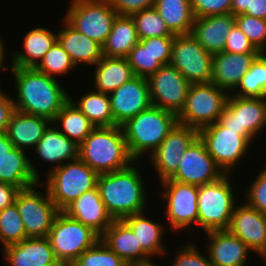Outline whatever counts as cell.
<instances>
[{"mask_svg":"<svg viewBox=\"0 0 266 266\" xmlns=\"http://www.w3.org/2000/svg\"><path fill=\"white\" fill-rule=\"evenodd\" d=\"M229 94L216 84H191L185 105L177 115L178 123L200 130L219 121Z\"/></svg>","mask_w":266,"mask_h":266,"instance_id":"obj_8","label":"cell"},{"mask_svg":"<svg viewBox=\"0 0 266 266\" xmlns=\"http://www.w3.org/2000/svg\"><path fill=\"white\" fill-rule=\"evenodd\" d=\"M20 190L14 185L0 182V211L15 203Z\"/></svg>","mask_w":266,"mask_h":266,"instance_id":"obj_51","label":"cell"},{"mask_svg":"<svg viewBox=\"0 0 266 266\" xmlns=\"http://www.w3.org/2000/svg\"><path fill=\"white\" fill-rule=\"evenodd\" d=\"M38 186L20 190L15 200L27 237H47L60 212L48 191L42 194L34 189Z\"/></svg>","mask_w":266,"mask_h":266,"instance_id":"obj_12","label":"cell"},{"mask_svg":"<svg viewBox=\"0 0 266 266\" xmlns=\"http://www.w3.org/2000/svg\"><path fill=\"white\" fill-rule=\"evenodd\" d=\"M49 170L46 191L60 211L86 191L97 187L99 174L80 158Z\"/></svg>","mask_w":266,"mask_h":266,"instance_id":"obj_5","label":"cell"},{"mask_svg":"<svg viewBox=\"0 0 266 266\" xmlns=\"http://www.w3.org/2000/svg\"><path fill=\"white\" fill-rule=\"evenodd\" d=\"M175 36L150 37L140 39L139 42L148 48L161 65H167L171 59V49Z\"/></svg>","mask_w":266,"mask_h":266,"instance_id":"obj_45","label":"cell"},{"mask_svg":"<svg viewBox=\"0 0 266 266\" xmlns=\"http://www.w3.org/2000/svg\"><path fill=\"white\" fill-rule=\"evenodd\" d=\"M225 52L230 53H260L253 44L249 41L247 36L235 24L227 35Z\"/></svg>","mask_w":266,"mask_h":266,"instance_id":"obj_48","label":"cell"},{"mask_svg":"<svg viewBox=\"0 0 266 266\" xmlns=\"http://www.w3.org/2000/svg\"><path fill=\"white\" fill-rule=\"evenodd\" d=\"M122 221L132 230L136 235L138 244L142 249L150 256L165 254V248L163 247V225L153 222L146 218L141 213L132 214L125 217Z\"/></svg>","mask_w":266,"mask_h":266,"instance_id":"obj_33","label":"cell"},{"mask_svg":"<svg viewBox=\"0 0 266 266\" xmlns=\"http://www.w3.org/2000/svg\"><path fill=\"white\" fill-rule=\"evenodd\" d=\"M169 64L178 69L190 84L211 82L213 55L192 34L175 35Z\"/></svg>","mask_w":266,"mask_h":266,"instance_id":"obj_11","label":"cell"},{"mask_svg":"<svg viewBox=\"0 0 266 266\" xmlns=\"http://www.w3.org/2000/svg\"><path fill=\"white\" fill-rule=\"evenodd\" d=\"M55 258L70 266L85 250L92 248L100 236L90 227L60 211L47 236Z\"/></svg>","mask_w":266,"mask_h":266,"instance_id":"obj_7","label":"cell"},{"mask_svg":"<svg viewBox=\"0 0 266 266\" xmlns=\"http://www.w3.org/2000/svg\"><path fill=\"white\" fill-rule=\"evenodd\" d=\"M118 15L131 16L141 10L153 8L156 0H109Z\"/></svg>","mask_w":266,"mask_h":266,"instance_id":"obj_49","label":"cell"},{"mask_svg":"<svg viewBox=\"0 0 266 266\" xmlns=\"http://www.w3.org/2000/svg\"><path fill=\"white\" fill-rule=\"evenodd\" d=\"M178 123L173 112L151 106L121 125L131 157L137 161L144 153H153Z\"/></svg>","mask_w":266,"mask_h":266,"instance_id":"obj_4","label":"cell"},{"mask_svg":"<svg viewBox=\"0 0 266 266\" xmlns=\"http://www.w3.org/2000/svg\"><path fill=\"white\" fill-rule=\"evenodd\" d=\"M139 42L135 23L131 16L118 15L112 30L102 45V54L107 57H124Z\"/></svg>","mask_w":266,"mask_h":266,"instance_id":"obj_32","label":"cell"},{"mask_svg":"<svg viewBox=\"0 0 266 266\" xmlns=\"http://www.w3.org/2000/svg\"><path fill=\"white\" fill-rule=\"evenodd\" d=\"M100 240L129 266L153 263L150 256L138 244L136 235L122 220H114L100 236Z\"/></svg>","mask_w":266,"mask_h":266,"instance_id":"obj_20","label":"cell"},{"mask_svg":"<svg viewBox=\"0 0 266 266\" xmlns=\"http://www.w3.org/2000/svg\"><path fill=\"white\" fill-rule=\"evenodd\" d=\"M70 266H129L101 240L85 250Z\"/></svg>","mask_w":266,"mask_h":266,"instance_id":"obj_41","label":"cell"},{"mask_svg":"<svg viewBox=\"0 0 266 266\" xmlns=\"http://www.w3.org/2000/svg\"><path fill=\"white\" fill-rule=\"evenodd\" d=\"M70 101L95 125V127H112L117 124L112 115L109 95L89 89L79 101Z\"/></svg>","mask_w":266,"mask_h":266,"instance_id":"obj_35","label":"cell"},{"mask_svg":"<svg viewBox=\"0 0 266 266\" xmlns=\"http://www.w3.org/2000/svg\"><path fill=\"white\" fill-rule=\"evenodd\" d=\"M144 266H156L154 263L149 264V265H144Z\"/></svg>","mask_w":266,"mask_h":266,"instance_id":"obj_57","label":"cell"},{"mask_svg":"<svg viewBox=\"0 0 266 266\" xmlns=\"http://www.w3.org/2000/svg\"><path fill=\"white\" fill-rule=\"evenodd\" d=\"M195 18L231 13L232 0H190Z\"/></svg>","mask_w":266,"mask_h":266,"instance_id":"obj_46","label":"cell"},{"mask_svg":"<svg viewBox=\"0 0 266 266\" xmlns=\"http://www.w3.org/2000/svg\"><path fill=\"white\" fill-rule=\"evenodd\" d=\"M246 193V203L266 216V167L259 172Z\"/></svg>","mask_w":266,"mask_h":266,"instance_id":"obj_44","label":"cell"},{"mask_svg":"<svg viewBox=\"0 0 266 266\" xmlns=\"http://www.w3.org/2000/svg\"><path fill=\"white\" fill-rule=\"evenodd\" d=\"M126 58L135 76L148 78L162 67L149 49L140 42L131 49Z\"/></svg>","mask_w":266,"mask_h":266,"instance_id":"obj_43","label":"cell"},{"mask_svg":"<svg viewBox=\"0 0 266 266\" xmlns=\"http://www.w3.org/2000/svg\"><path fill=\"white\" fill-rule=\"evenodd\" d=\"M235 96L263 98L266 97V53H260L252 62L250 69L241 78Z\"/></svg>","mask_w":266,"mask_h":266,"instance_id":"obj_37","label":"cell"},{"mask_svg":"<svg viewBox=\"0 0 266 266\" xmlns=\"http://www.w3.org/2000/svg\"><path fill=\"white\" fill-rule=\"evenodd\" d=\"M198 137V129L177 123L160 146L150 154L161 182L176 173L183 153Z\"/></svg>","mask_w":266,"mask_h":266,"instance_id":"obj_17","label":"cell"},{"mask_svg":"<svg viewBox=\"0 0 266 266\" xmlns=\"http://www.w3.org/2000/svg\"><path fill=\"white\" fill-rule=\"evenodd\" d=\"M152 106L178 115L183 109L190 83L171 64L162 65L147 78Z\"/></svg>","mask_w":266,"mask_h":266,"instance_id":"obj_14","label":"cell"},{"mask_svg":"<svg viewBox=\"0 0 266 266\" xmlns=\"http://www.w3.org/2000/svg\"><path fill=\"white\" fill-rule=\"evenodd\" d=\"M165 192L162 198L166 200L165 214L172 230L189 227L198 220V186L185 184L174 180L161 182Z\"/></svg>","mask_w":266,"mask_h":266,"instance_id":"obj_15","label":"cell"},{"mask_svg":"<svg viewBox=\"0 0 266 266\" xmlns=\"http://www.w3.org/2000/svg\"><path fill=\"white\" fill-rule=\"evenodd\" d=\"M38 172L26 152L15 148L6 132L0 133V182L24 190L39 184Z\"/></svg>","mask_w":266,"mask_h":266,"instance_id":"obj_18","label":"cell"},{"mask_svg":"<svg viewBox=\"0 0 266 266\" xmlns=\"http://www.w3.org/2000/svg\"><path fill=\"white\" fill-rule=\"evenodd\" d=\"M94 66L95 86L93 89L109 94L118 89L122 84L135 77L127 58L103 56Z\"/></svg>","mask_w":266,"mask_h":266,"instance_id":"obj_30","label":"cell"},{"mask_svg":"<svg viewBox=\"0 0 266 266\" xmlns=\"http://www.w3.org/2000/svg\"><path fill=\"white\" fill-rule=\"evenodd\" d=\"M259 54L225 51L214 54L211 82L226 92L233 91Z\"/></svg>","mask_w":266,"mask_h":266,"instance_id":"obj_25","label":"cell"},{"mask_svg":"<svg viewBox=\"0 0 266 266\" xmlns=\"http://www.w3.org/2000/svg\"><path fill=\"white\" fill-rule=\"evenodd\" d=\"M64 19L78 32L103 45L118 14L109 0H72Z\"/></svg>","mask_w":266,"mask_h":266,"instance_id":"obj_9","label":"cell"},{"mask_svg":"<svg viewBox=\"0 0 266 266\" xmlns=\"http://www.w3.org/2000/svg\"><path fill=\"white\" fill-rule=\"evenodd\" d=\"M257 254H259V256L263 258L265 266H266V242L263 245V247L257 252Z\"/></svg>","mask_w":266,"mask_h":266,"instance_id":"obj_54","label":"cell"},{"mask_svg":"<svg viewBox=\"0 0 266 266\" xmlns=\"http://www.w3.org/2000/svg\"><path fill=\"white\" fill-rule=\"evenodd\" d=\"M79 158L98 174L119 171L136 162L119 125L95 127L79 145Z\"/></svg>","mask_w":266,"mask_h":266,"instance_id":"obj_3","label":"cell"},{"mask_svg":"<svg viewBox=\"0 0 266 266\" xmlns=\"http://www.w3.org/2000/svg\"><path fill=\"white\" fill-rule=\"evenodd\" d=\"M49 124L35 148L36 154L45 162L58 164L52 169L62 166L63 161L79 158V145L63 135L57 126Z\"/></svg>","mask_w":266,"mask_h":266,"instance_id":"obj_27","label":"cell"},{"mask_svg":"<svg viewBox=\"0 0 266 266\" xmlns=\"http://www.w3.org/2000/svg\"><path fill=\"white\" fill-rule=\"evenodd\" d=\"M154 8L172 34H191L195 17L190 0H156Z\"/></svg>","mask_w":266,"mask_h":266,"instance_id":"obj_34","label":"cell"},{"mask_svg":"<svg viewBox=\"0 0 266 266\" xmlns=\"http://www.w3.org/2000/svg\"><path fill=\"white\" fill-rule=\"evenodd\" d=\"M235 24L260 53H266L265 19L240 14L235 16Z\"/></svg>","mask_w":266,"mask_h":266,"instance_id":"obj_42","label":"cell"},{"mask_svg":"<svg viewBox=\"0 0 266 266\" xmlns=\"http://www.w3.org/2000/svg\"><path fill=\"white\" fill-rule=\"evenodd\" d=\"M63 30L57 32V40L77 67L82 63L96 65L101 58L102 45L78 32L65 19Z\"/></svg>","mask_w":266,"mask_h":266,"instance_id":"obj_28","label":"cell"},{"mask_svg":"<svg viewBox=\"0 0 266 266\" xmlns=\"http://www.w3.org/2000/svg\"><path fill=\"white\" fill-rule=\"evenodd\" d=\"M51 123L43 117L15 110L10 117L6 134L15 148L25 151V148L37 145Z\"/></svg>","mask_w":266,"mask_h":266,"instance_id":"obj_29","label":"cell"},{"mask_svg":"<svg viewBox=\"0 0 266 266\" xmlns=\"http://www.w3.org/2000/svg\"><path fill=\"white\" fill-rule=\"evenodd\" d=\"M208 153L217 166L228 174L248 151L251 142L238 131L229 130L219 121L199 130Z\"/></svg>","mask_w":266,"mask_h":266,"instance_id":"obj_10","label":"cell"},{"mask_svg":"<svg viewBox=\"0 0 266 266\" xmlns=\"http://www.w3.org/2000/svg\"><path fill=\"white\" fill-rule=\"evenodd\" d=\"M74 67L76 68L75 64L71 60V57L63 49L58 40H56L35 69L55 78L54 75L67 74Z\"/></svg>","mask_w":266,"mask_h":266,"instance_id":"obj_40","label":"cell"},{"mask_svg":"<svg viewBox=\"0 0 266 266\" xmlns=\"http://www.w3.org/2000/svg\"><path fill=\"white\" fill-rule=\"evenodd\" d=\"M99 174L97 188L107 212L113 220H122L145 211V187L140 171L133 165Z\"/></svg>","mask_w":266,"mask_h":266,"instance_id":"obj_2","label":"cell"},{"mask_svg":"<svg viewBox=\"0 0 266 266\" xmlns=\"http://www.w3.org/2000/svg\"><path fill=\"white\" fill-rule=\"evenodd\" d=\"M223 175L224 172L208 153L205 143L198 137L183 153L178 170L170 180L201 186Z\"/></svg>","mask_w":266,"mask_h":266,"instance_id":"obj_16","label":"cell"},{"mask_svg":"<svg viewBox=\"0 0 266 266\" xmlns=\"http://www.w3.org/2000/svg\"><path fill=\"white\" fill-rule=\"evenodd\" d=\"M56 40L57 33L49 29L37 27L30 30L24 37V51L12 54L10 67L35 68Z\"/></svg>","mask_w":266,"mask_h":266,"instance_id":"obj_31","label":"cell"},{"mask_svg":"<svg viewBox=\"0 0 266 266\" xmlns=\"http://www.w3.org/2000/svg\"><path fill=\"white\" fill-rule=\"evenodd\" d=\"M108 95L114 122L119 126L152 106L148 80L144 77L135 76Z\"/></svg>","mask_w":266,"mask_h":266,"instance_id":"obj_19","label":"cell"},{"mask_svg":"<svg viewBox=\"0 0 266 266\" xmlns=\"http://www.w3.org/2000/svg\"><path fill=\"white\" fill-rule=\"evenodd\" d=\"M131 17L135 23L139 40L150 37L175 36L167 28L165 21L154 7L134 13Z\"/></svg>","mask_w":266,"mask_h":266,"instance_id":"obj_39","label":"cell"},{"mask_svg":"<svg viewBox=\"0 0 266 266\" xmlns=\"http://www.w3.org/2000/svg\"><path fill=\"white\" fill-rule=\"evenodd\" d=\"M14 111L13 99L0 89V133L7 131L10 117Z\"/></svg>","mask_w":266,"mask_h":266,"instance_id":"obj_50","label":"cell"},{"mask_svg":"<svg viewBox=\"0 0 266 266\" xmlns=\"http://www.w3.org/2000/svg\"><path fill=\"white\" fill-rule=\"evenodd\" d=\"M245 14L266 20V0H253L252 11H247Z\"/></svg>","mask_w":266,"mask_h":266,"instance_id":"obj_53","label":"cell"},{"mask_svg":"<svg viewBox=\"0 0 266 266\" xmlns=\"http://www.w3.org/2000/svg\"><path fill=\"white\" fill-rule=\"evenodd\" d=\"M235 25L232 13L195 18L191 34L210 54L224 51L227 35Z\"/></svg>","mask_w":266,"mask_h":266,"instance_id":"obj_26","label":"cell"},{"mask_svg":"<svg viewBox=\"0 0 266 266\" xmlns=\"http://www.w3.org/2000/svg\"><path fill=\"white\" fill-rule=\"evenodd\" d=\"M183 248V249H182ZM177 251L175 260L171 266H214L209 259L201 254L194 244L183 246Z\"/></svg>","mask_w":266,"mask_h":266,"instance_id":"obj_47","label":"cell"},{"mask_svg":"<svg viewBox=\"0 0 266 266\" xmlns=\"http://www.w3.org/2000/svg\"><path fill=\"white\" fill-rule=\"evenodd\" d=\"M219 122L252 142L266 125V98L229 95Z\"/></svg>","mask_w":266,"mask_h":266,"instance_id":"obj_13","label":"cell"},{"mask_svg":"<svg viewBox=\"0 0 266 266\" xmlns=\"http://www.w3.org/2000/svg\"><path fill=\"white\" fill-rule=\"evenodd\" d=\"M3 62L4 61H0V69H9V67H6V66H4V65H2L3 64Z\"/></svg>","mask_w":266,"mask_h":266,"instance_id":"obj_56","label":"cell"},{"mask_svg":"<svg viewBox=\"0 0 266 266\" xmlns=\"http://www.w3.org/2000/svg\"><path fill=\"white\" fill-rule=\"evenodd\" d=\"M58 124L60 133L80 145L95 128V125L69 100L56 115L52 122Z\"/></svg>","mask_w":266,"mask_h":266,"instance_id":"obj_36","label":"cell"},{"mask_svg":"<svg viewBox=\"0 0 266 266\" xmlns=\"http://www.w3.org/2000/svg\"><path fill=\"white\" fill-rule=\"evenodd\" d=\"M16 82L15 110L53 122L58 112L70 100L57 78L35 68L10 67Z\"/></svg>","mask_w":266,"mask_h":266,"instance_id":"obj_1","label":"cell"},{"mask_svg":"<svg viewBox=\"0 0 266 266\" xmlns=\"http://www.w3.org/2000/svg\"><path fill=\"white\" fill-rule=\"evenodd\" d=\"M27 237L16 203L0 211V241L4 247Z\"/></svg>","mask_w":266,"mask_h":266,"instance_id":"obj_38","label":"cell"},{"mask_svg":"<svg viewBox=\"0 0 266 266\" xmlns=\"http://www.w3.org/2000/svg\"><path fill=\"white\" fill-rule=\"evenodd\" d=\"M209 259L214 266H246L249 247L228 230L205 232ZM249 252V253H248Z\"/></svg>","mask_w":266,"mask_h":266,"instance_id":"obj_23","label":"cell"},{"mask_svg":"<svg viewBox=\"0 0 266 266\" xmlns=\"http://www.w3.org/2000/svg\"><path fill=\"white\" fill-rule=\"evenodd\" d=\"M1 40L2 39H0V61H5V47Z\"/></svg>","mask_w":266,"mask_h":266,"instance_id":"obj_55","label":"cell"},{"mask_svg":"<svg viewBox=\"0 0 266 266\" xmlns=\"http://www.w3.org/2000/svg\"><path fill=\"white\" fill-rule=\"evenodd\" d=\"M253 0H232L231 13L234 16L252 11Z\"/></svg>","mask_w":266,"mask_h":266,"instance_id":"obj_52","label":"cell"},{"mask_svg":"<svg viewBox=\"0 0 266 266\" xmlns=\"http://www.w3.org/2000/svg\"><path fill=\"white\" fill-rule=\"evenodd\" d=\"M63 212L69 217L80 221L85 226L90 227L99 236H101L114 221L107 212L97 187L83 193L71 202Z\"/></svg>","mask_w":266,"mask_h":266,"instance_id":"obj_24","label":"cell"},{"mask_svg":"<svg viewBox=\"0 0 266 266\" xmlns=\"http://www.w3.org/2000/svg\"><path fill=\"white\" fill-rule=\"evenodd\" d=\"M236 205L228 231L257 253L266 242V216L246 202Z\"/></svg>","mask_w":266,"mask_h":266,"instance_id":"obj_21","label":"cell"},{"mask_svg":"<svg viewBox=\"0 0 266 266\" xmlns=\"http://www.w3.org/2000/svg\"><path fill=\"white\" fill-rule=\"evenodd\" d=\"M3 248L10 266H62L47 237H28Z\"/></svg>","mask_w":266,"mask_h":266,"instance_id":"obj_22","label":"cell"},{"mask_svg":"<svg viewBox=\"0 0 266 266\" xmlns=\"http://www.w3.org/2000/svg\"><path fill=\"white\" fill-rule=\"evenodd\" d=\"M229 174L218 180L198 186L197 224L204 233L213 230H227L232 213L236 207V198L229 183Z\"/></svg>","mask_w":266,"mask_h":266,"instance_id":"obj_6","label":"cell"}]
</instances>
